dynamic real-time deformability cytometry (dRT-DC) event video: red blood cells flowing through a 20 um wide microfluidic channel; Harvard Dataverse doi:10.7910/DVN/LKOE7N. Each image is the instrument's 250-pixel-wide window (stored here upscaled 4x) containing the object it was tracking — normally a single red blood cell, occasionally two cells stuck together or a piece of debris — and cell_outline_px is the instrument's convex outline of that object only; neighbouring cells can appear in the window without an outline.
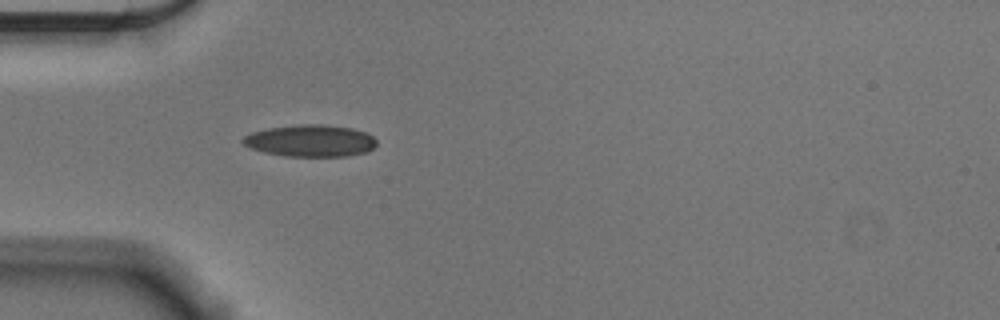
{"species": "Egyptian fruit bat (a non-hibernating species)", "species_latin": "Rousettus aegyptiacus", "temperature_condition": "cold", "stored_images_in_passage": 35, "camera_frame_rate_fps": 3000, "um_per_image_px": 0.085, "animal": {"sex": "male"}, "frame": {"image": 1, "passage_image": 1, "time_ms": 0.0, "image_size_px": [1000, 320], "cell_outline_px": [[376, 144], [368, 152], [348, 156], [284, 156], [264, 152], [252, 148], [244, 144], [240, 140], [244, 136], [252, 132], [268, 128], [300, 124], [320, 124], [352, 128], [364, 132], [372, 136], [376, 140]], "centroid_in_image_um": [26.38, 11.96], "position_along_channel_um": 58.6, "area_um2": 24.8}}
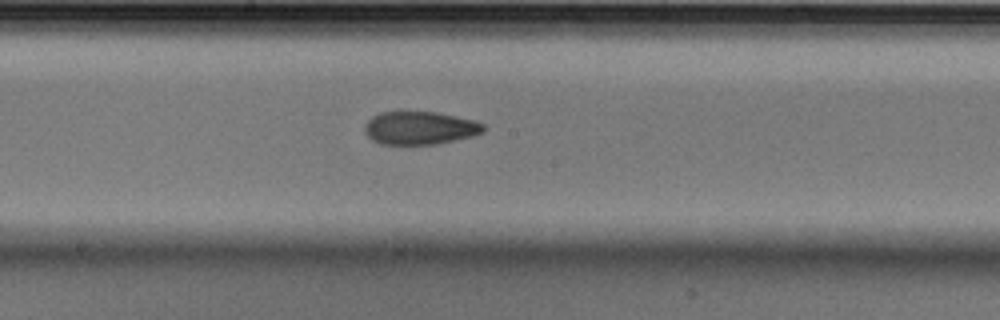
{"frame": {"image": 2, "passage_image": 14, "time_ms": 4.333, "image_size_px": [1000, 320], "cell_outline_px": [[484, 132], [472, 136], [456, 140], [436, 144], [380, 144], [372, 140], [368, 136], [364, 128], [368, 120], [372, 116], [380, 112], [436, 112], [476, 120], [484, 124]], "centroid_in_image_um": [35.71, 10.88], "position_along_channel_um": 212.5, "area_um2": 22.89}}
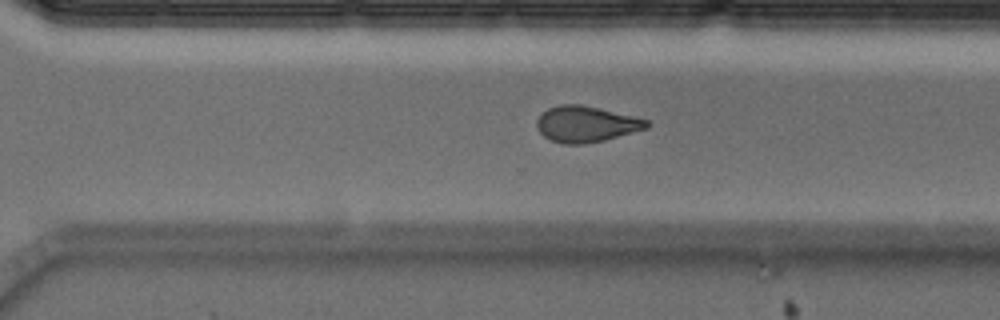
{"frame": {"image": 3, "passage_image": 23, "time_ms": 7.333, "image_size_px": [1000, 320], "cell_outline_px": [[648, 128], [604, 140], [584, 144], [564, 144], [552, 140], [544, 136], [536, 128], [536, 120], [548, 108], [560, 104], [580, 104], [632, 116], [648, 120]], "centroid_in_image_um": [49.78, 10.55], "position_along_channel_um": 320.8, "area_um2": 22.77}, "authors_computed_cell_mechanics": {"area_um2": 23.1778, "velocity_mm_per_s": 3.6308, "shape_relaxation_time_tau1_ms": 8.2847, "shape_relaxation_time_tau2_ms": 2.7019, "deformation_change_tau1": 0.1847, "deformation_change_tau2": 0.0949}}